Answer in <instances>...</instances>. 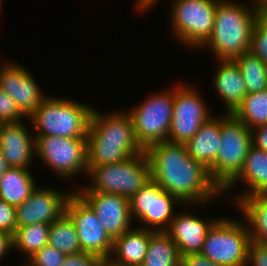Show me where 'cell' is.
Here are the masks:
<instances>
[{
	"mask_svg": "<svg viewBox=\"0 0 267 266\" xmlns=\"http://www.w3.org/2000/svg\"><path fill=\"white\" fill-rule=\"evenodd\" d=\"M220 0H173L171 28L174 39L183 46L195 50L201 48L210 38Z\"/></svg>",
	"mask_w": 267,
	"mask_h": 266,
	"instance_id": "52a82bcc",
	"label": "cell"
},
{
	"mask_svg": "<svg viewBox=\"0 0 267 266\" xmlns=\"http://www.w3.org/2000/svg\"><path fill=\"white\" fill-rule=\"evenodd\" d=\"M93 109L82 102L48 95L28 120L34 136L86 138Z\"/></svg>",
	"mask_w": 267,
	"mask_h": 266,
	"instance_id": "3957f363",
	"label": "cell"
},
{
	"mask_svg": "<svg viewBox=\"0 0 267 266\" xmlns=\"http://www.w3.org/2000/svg\"><path fill=\"white\" fill-rule=\"evenodd\" d=\"M15 212L16 207L0 199V231L15 234L17 230Z\"/></svg>",
	"mask_w": 267,
	"mask_h": 266,
	"instance_id": "836d02e7",
	"label": "cell"
},
{
	"mask_svg": "<svg viewBox=\"0 0 267 266\" xmlns=\"http://www.w3.org/2000/svg\"><path fill=\"white\" fill-rule=\"evenodd\" d=\"M182 266H220L201 253L187 254L181 257Z\"/></svg>",
	"mask_w": 267,
	"mask_h": 266,
	"instance_id": "74e56055",
	"label": "cell"
},
{
	"mask_svg": "<svg viewBox=\"0 0 267 266\" xmlns=\"http://www.w3.org/2000/svg\"><path fill=\"white\" fill-rule=\"evenodd\" d=\"M252 146L267 152V125L251 129Z\"/></svg>",
	"mask_w": 267,
	"mask_h": 266,
	"instance_id": "8d00e7d4",
	"label": "cell"
},
{
	"mask_svg": "<svg viewBox=\"0 0 267 266\" xmlns=\"http://www.w3.org/2000/svg\"><path fill=\"white\" fill-rule=\"evenodd\" d=\"M232 114L250 129L267 125V89L247 94Z\"/></svg>",
	"mask_w": 267,
	"mask_h": 266,
	"instance_id": "4316f807",
	"label": "cell"
},
{
	"mask_svg": "<svg viewBox=\"0 0 267 266\" xmlns=\"http://www.w3.org/2000/svg\"><path fill=\"white\" fill-rule=\"evenodd\" d=\"M35 155L60 179L87 175V139L35 136Z\"/></svg>",
	"mask_w": 267,
	"mask_h": 266,
	"instance_id": "9c48e42d",
	"label": "cell"
},
{
	"mask_svg": "<svg viewBox=\"0 0 267 266\" xmlns=\"http://www.w3.org/2000/svg\"><path fill=\"white\" fill-rule=\"evenodd\" d=\"M254 1V7L257 11L260 13H266L267 12V0H253Z\"/></svg>",
	"mask_w": 267,
	"mask_h": 266,
	"instance_id": "ab89813d",
	"label": "cell"
},
{
	"mask_svg": "<svg viewBox=\"0 0 267 266\" xmlns=\"http://www.w3.org/2000/svg\"><path fill=\"white\" fill-rule=\"evenodd\" d=\"M48 244L66 256L82 252L74 224L66 214L50 224Z\"/></svg>",
	"mask_w": 267,
	"mask_h": 266,
	"instance_id": "f1b7e54d",
	"label": "cell"
},
{
	"mask_svg": "<svg viewBox=\"0 0 267 266\" xmlns=\"http://www.w3.org/2000/svg\"><path fill=\"white\" fill-rule=\"evenodd\" d=\"M213 219L206 221L184 210L180 214H175L165 233L175 242L181 257L200 253L207 231L217 220Z\"/></svg>",
	"mask_w": 267,
	"mask_h": 266,
	"instance_id": "e0dca14e",
	"label": "cell"
},
{
	"mask_svg": "<svg viewBox=\"0 0 267 266\" xmlns=\"http://www.w3.org/2000/svg\"><path fill=\"white\" fill-rule=\"evenodd\" d=\"M157 93L126 111L132 119L137 141L145 150L152 144L168 141L170 132L174 88Z\"/></svg>",
	"mask_w": 267,
	"mask_h": 266,
	"instance_id": "ba28073f",
	"label": "cell"
},
{
	"mask_svg": "<svg viewBox=\"0 0 267 266\" xmlns=\"http://www.w3.org/2000/svg\"><path fill=\"white\" fill-rule=\"evenodd\" d=\"M102 266H114V265H112V264L109 263L108 261H104V262L102 263Z\"/></svg>",
	"mask_w": 267,
	"mask_h": 266,
	"instance_id": "b9f144b4",
	"label": "cell"
},
{
	"mask_svg": "<svg viewBox=\"0 0 267 266\" xmlns=\"http://www.w3.org/2000/svg\"><path fill=\"white\" fill-rule=\"evenodd\" d=\"M143 152L139 143L87 142V167L119 163Z\"/></svg>",
	"mask_w": 267,
	"mask_h": 266,
	"instance_id": "d4e9b609",
	"label": "cell"
},
{
	"mask_svg": "<svg viewBox=\"0 0 267 266\" xmlns=\"http://www.w3.org/2000/svg\"><path fill=\"white\" fill-rule=\"evenodd\" d=\"M9 168L6 160L3 157V154L0 150V178L3 176L4 172Z\"/></svg>",
	"mask_w": 267,
	"mask_h": 266,
	"instance_id": "60d3db41",
	"label": "cell"
},
{
	"mask_svg": "<svg viewBox=\"0 0 267 266\" xmlns=\"http://www.w3.org/2000/svg\"><path fill=\"white\" fill-rule=\"evenodd\" d=\"M0 88L17 104L28 118L47 97L25 67L17 63L0 64Z\"/></svg>",
	"mask_w": 267,
	"mask_h": 266,
	"instance_id": "9a60e30c",
	"label": "cell"
},
{
	"mask_svg": "<svg viewBox=\"0 0 267 266\" xmlns=\"http://www.w3.org/2000/svg\"><path fill=\"white\" fill-rule=\"evenodd\" d=\"M91 183L76 192L119 194L130 199L151 180V166L146 152L115 164L87 167Z\"/></svg>",
	"mask_w": 267,
	"mask_h": 266,
	"instance_id": "277c9868",
	"label": "cell"
},
{
	"mask_svg": "<svg viewBox=\"0 0 267 266\" xmlns=\"http://www.w3.org/2000/svg\"><path fill=\"white\" fill-rule=\"evenodd\" d=\"M1 6H2V0H0V10H1V8H2Z\"/></svg>",
	"mask_w": 267,
	"mask_h": 266,
	"instance_id": "7bdbcfd3",
	"label": "cell"
},
{
	"mask_svg": "<svg viewBox=\"0 0 267 266\" xmlns=\"http://www.w3.org/2000/svg\"><path fill=\"white\" fill-rule=\"evenodd\" d=\"M59 191L47 187H36L30 197L16 207L17 227H24L36 223L51 224L65 214L69 198L75 191Z\"/></svg>",
	"mask_w": 267,
	"mask_h": 266,
	"instance_id": "4fadbf2b",
	"label": "cell"
},
{
	"mask_svg": "<svg viewBox=\"0 0 267 266\" xmlns=\"http://www.w3.org/2000/svg\"><path fill=\"white\" fill-rule=\"evenodd\" d=\"M209 111L197 89L186 83L177 84L174 87V105L168 141L186 144L211 117Z\"/></svg>",
	"mask_w": 267,
	"mask_h": 266,
	"instance_id": "8fae6325",
	"label": "cell"
},
{
	"mask_svg": "<svg viewBox=\"0 0 267 266\" xmlns=\"http://www.w3.org/2000/svg\"><path fill=\"white\" fill-rule=\"evenodd\" d=\"M251 146V129L225 112L221 116V142L214 165L209 169L211 179L221 190L242 170Z\"/></svg>",
	"mask_w": 267,
	"mask_h": 266,
	"instance_id": "5b68a950",
	"label": "cell"
},
{
	"mask_svg": "<svg viewBox=\"0 0 267 266\" xmlns=\"http://www.w3.org/2000/svg\"><path fill=\"white\" fill-rule=\"evenodd\" d=\"M76 193L93 209L100 224L112 240L134 226L127 197L103 192Z\"/></svg>",
	"mask_w": 267,
	"mask_h": 266,
	"instance_id": "5bb4252c",
	"label": "cell"
},
{
	"mask_svg": "<svg viewBox=\"0 0 267 266\" xmlns=\"http://www.w3.org/2000/svg\"><path fill=\"white\" fill-rule=\"evenodd\" d=\"M35 181L29 169L9 167L0 178V199L14 207L23 204L37 187Z\"/></svg>",
	"mask_w": 267,
	"mask_h": 266,
	"instance_id": "603a6c76",
	"label": "cell"
},
{
	"mask_svg": "<svg viewBox=\"0 0 267 266\" xmlns=\"http://www.w3.org/2000/svg\"><path fill=\"white\" fill-rule=\"evenodd\" d=\"M22 121L0 123V150L9 167L29 168L35 155V136Z\"/></svg>",
	"mask_w": 267,
	"mask_h": 266,
	"instance_id": "2e32d148",
	"label": "cell"
},
{
	"mask_svg": "<svg viewBox=\"0 0 267 266\" xmlns=\"http://www.w3.org/2000/svg\"><path fill=\"white\" fill-rule=\"evenodd\" d=\"M259 13L254 6L220 0L212 34L201 48H210L216 60L236 59L251 49L252 31Z\"/></svg>",
	"mask_w": 267,
	"mask_h": 266,
	"instance_id": "7a4b0ae2",
	"label": "cell"
},
{
	"mask_svg": "<svg viewBox=\"0 0 267 266\" xmlns=\"http://www.w3.org/2000/svg\"><path fill=\"white\" fill-rule=\"evenodd\" d=\"M25 117L16 102L0 88V123L18 122Z\"/></svg>",
	"mask_w": 267,
	"mask_h": 266,
	"instance_id": "d6a6232c",
	"label": "cell"
},
{
	"mask_svg": "<svg viewBox=\"0 0 267 266\" xmlns=\"http://www.w3.org/2000/svg\"><path fill=\"white\" fill-rule=\"evenodd\" d=\"M65 214L74 224L82 252L107 261L112 253L113 240L100 224L93 209L76 192L69 198Z\"/></svg>",
	"mask_w": 267,
	"mask_h": 266,
	"instance_id": "7c38bea8",
	"label": "cell"
},
{
	"mask_svg": "<svg viewBox=\"0 0 267 266\" xmlns=\"http://www.w3.org/2000/svg\"><path fill=\"white\" fill-rule=\"evenodd\" d=\"M12 249L14 250L13 235L8 232L0 231V261Z\"/></svg>",
	"mask_w": 267,
	"mask_h": 266,
	"instance_id": "f35d334b",
	"label": "cell"
},
{
	"mask_svg": "<svg viewBox=\"0 0 267 266\" xmlns=\"http://www.w3.org/2000/svg\"><path fill=\"white\" fill-rule=\"evenodd\" d=\"M213 81L216 92L225 104L226 113L232 114L247 95L244 79L234 60H217Z\"/></svg>",
	"mask_w": 267,
	"mask_h": 266,
	"instance_id": "44dd1931",
	"label": "cell"
},
{
	"mask_svg": "<svg viewBox=\"0 0 267 266\" xmlns=\"http://www.w3.org/2000/svg\"><path fill=\"white\" fill-rule=\"evenodd\" d=\"M234 61L244 79L247 94L267 89V64L251 50L244 52Z\"/></svg>",
	"mask_w": 267,
	"mask_h": 266,
	"instance_id": "83f0119b",
	"label": "cell"
},
{
	"mask_svg": "<svg viewBox=\"0 0 267 266\" xmlns=\"http://www.w3.org/2000/svg\"><path fill=\"white\" fill-rule=\"evenodd\" d=\"M104 261L91 253H77L66 256L61 266H102Z\"/></svg>",
	"mask_w": 267,
	"mask_h": 266,
	"instance_id": "e575fe53",
	"label": "cell"
},
{
	"mask_svg": "<svg viewBox=\"0 0 267 266\" xmlns=\"http://www.w3.org/2000/svg\"><path fill=\"white\" fill-rule=\"evenodd\" d=\"M267 266V245L251 241L246 266Z\"/></svg>",
	"mask_w": 267,
	"mask_h": 266,
	"instance_id": "d590c367",
	"label": "cell"
},
{
	"mask_svg": "<svg viewBox=\"0 0 267 266\" xmlns=\"http://www.w3.org/2000/svg\"><path fill=\"white\" fill-rule=\"evenodd\" d=\"M145 152L150 161L151 179L183 206H204L224 195L211 179L209 170L187 153L185 144L163 141L152 144Z\"/></svg>",
	"mask_w": 267,
	"mask_h": 266,
	"instance_id": "6da1fadb",
	"label": "cell"
},
{
	"mask_svg": "<svg viewBox=\"0 0 267 266\" xmlns=\"http://www.w3.org/2000/svg\"><path fill=\"white\" fill-rule=\"evenodd\" d=\"M235 206L245 216L251 241L267 245V194L243 197Z\"/></svg>",
	"mask_w": 267,
	"mask_h": 266,
	"instance_id": "cb8c5ba5",
	"label": "cell"
},
{
	"mask_svg": "<svg viewBox=\"0 0 267 266\" xmlns=\"http://www.w3.org/2000/svg\"><path fill=\"white\" fill-rule=\"evenodd\" d=\"M87 142L139 143L133 122L127 112H113L105 115L93 109Z\"/></svg>",
	"mask_w": 267,
	"mask_h": 266,
	"instance_id": "ac0fdd59",
	"label": "cell"
},
{
	"mask_svg": "<svg viewBox=\"0 0 267 266\" xmlns=\"http://www.w3.org/2000/svg\"><path fill=\"white\" fill-rule=\"evenodd\" d=\"M65 258V254L47 244L22 266H61Z\"/></svg>",
	"mask_w": 267,
	"mask_h": 266,
	"instance_id": "1f68e13d",
	"label": "cell"
},
{
	"mask_svg": "<svg viewBox=\"0 0 267 266\" xmlns=\"http://www.w3.org/2000/svg\"><path fill=\"white\" fill-rule=\"evenodd\" d=\"M180 263L181 256L175 242L165 232H154L141 266H177Z\"/></svg>",
	"mask_w": 267,
	"mask_h": 266,
	"instance_id": "484cf974",
	"label": "cell"
},
{
	"mask_svg": "<svg viewBox=\"0 0 267 266\" xmlns=\"http://www.w3.org/2000/svg\"><path fill=\"white\" fill-rule=\"evenodd\" d=\"M240 180L245 182L246 189L238 193L233 202L254 194H267V152L251 146L245 158L244 166L239 174L222 190L231 192Z\"/></svg>",
	"mask_w": 267,
	"mask_h": 266,
	"instance_id": "d6986e66",
	"label": "cell"
},
{
	"mask_svg": "<svg viewBox=\"0 0 267 266\" xmlns=\"http://www.w3.org/2000/svg\"><path fill=\"white\" fill-rule=\"evenodd\" d=\"M237 219L217 218L206 233L201 254L220 266H246L249 227Z\"/></svg>",
	"mask_w": 267,
	"mask_h": 266,
	"instance_id": "8992f818",
	"label": "cell"
},
{
	"mask_svg": "<svg viewBox=\"0 0 267 266\" xmlns=\"http://www.w3.org/2000/svg\"><path fill=\"white\" fill-rule=\"evenodd\" d=\"M267 64V14L259 13L252 31L251 49Z\"/></svg>",
	"mask_w": 267,
	"mask_h": 266,
	"instance_id": "4dcf8cb0",
	"label": "cell"
},
{
	"mask_svg": "<svg viewBox=\"0 0 267 266\" xmlns=\"http://www.w3.org/2000/svg\"><path fill=\"white\" fill-rule=\"evenodd\" d=\"M217 117L211 115L202 124L199 131L185 144L187 153L208 170L214 165L221 142V116Z\"/></svg>",
	"mask_w": 267,
	"mask_h": 266,
	"instance_id": "7402d4cb",
	"label": "cell"
},
{
	"mask_svg": "<svg viewBox=\"0 0 267 266\" xmlns=\"http://www.w3.org/2000/svg\"><path fill=\"white\" fill-rule=\"evenodd\" d=\"M50 224L36 223L17 227L13 235L14 249L27 255L29 259L48 244Z\"/></svg>",
	"mask_w": 267,
	"mask_h": 266,
	"instance_id": "f546056e",
	"label": "cell"
},
{
	"mask_svg": "<svg viewBox=\"0 0 267 266\" xmlns=\"http://www.w3.org/2000/svg\"><path fill=\"white\" fill-rule=\"evenodd\" d=\"M153 233L142 226L132 227L113 240L112 253L107 261L114 266H141Z\"/></svg>",
	"mask_w": 267,
	"mask_h": 266,
	"instance_id": "ffe728a7",
	"label": "cell"
},
{
	"mask_svg": "<svg viewBox=\"0 0 267 266\" xmlns=\"http://www.w3.org/2000/svg\"><path fill=\"white\" fill-rule=\"evenodd\" d=\"M129 204L132 221L136 218L147 230L165 232L176 214L174 204L182 203L151 179L129 199Z\"/></svg>",
	"mask_w": 267,
	"mask_h": 266,
	"instance_id": "30bf717a",
	"label": "cell"
}]
</instances>
